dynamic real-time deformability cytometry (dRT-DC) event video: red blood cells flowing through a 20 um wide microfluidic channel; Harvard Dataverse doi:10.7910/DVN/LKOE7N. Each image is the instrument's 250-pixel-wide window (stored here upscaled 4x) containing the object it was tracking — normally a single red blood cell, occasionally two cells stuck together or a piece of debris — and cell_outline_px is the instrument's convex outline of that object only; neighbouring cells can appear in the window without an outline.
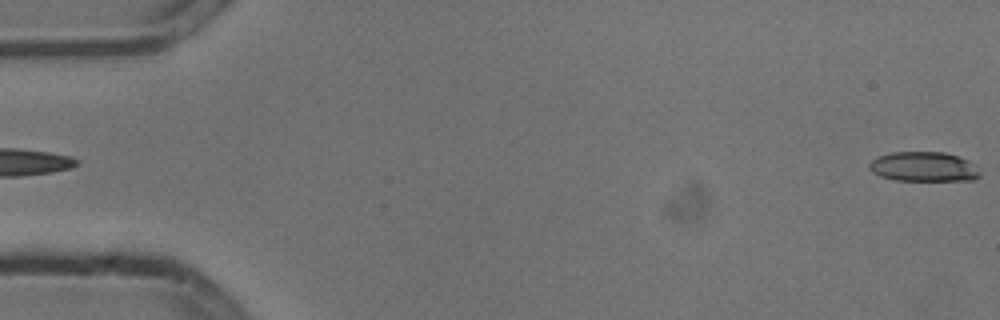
{"species": "common noctule bat (a hibernating species)", "species_latin": "Nyctalus noctula", "temperature_condition": "cold", "stored_images_in_passage": 5, "segment_of_instrument_passage": [2, 2], "camera_frame_rate_fps": 3000, "um_per_image_px": 0.085, "animal": {"sex": "male", "body_mass_g": 13.3}, "frame": {"image": 1, "passage_image": 5, "time_ms": 1.333, "image_size_px": [1000, 320], "cell_outline_px": [[980, 176], [976, 180], [896, 180], [880, 176], [872, 172], [868, 168], [868, 164], [876, 156], [892, 152], [944, 152], [968, 160], [976, 164], [980, 172]], "centroid_in_image_um": [78.52, 14.17], "position_along_channel_um": 6.5, "area_um2": 19.31}}